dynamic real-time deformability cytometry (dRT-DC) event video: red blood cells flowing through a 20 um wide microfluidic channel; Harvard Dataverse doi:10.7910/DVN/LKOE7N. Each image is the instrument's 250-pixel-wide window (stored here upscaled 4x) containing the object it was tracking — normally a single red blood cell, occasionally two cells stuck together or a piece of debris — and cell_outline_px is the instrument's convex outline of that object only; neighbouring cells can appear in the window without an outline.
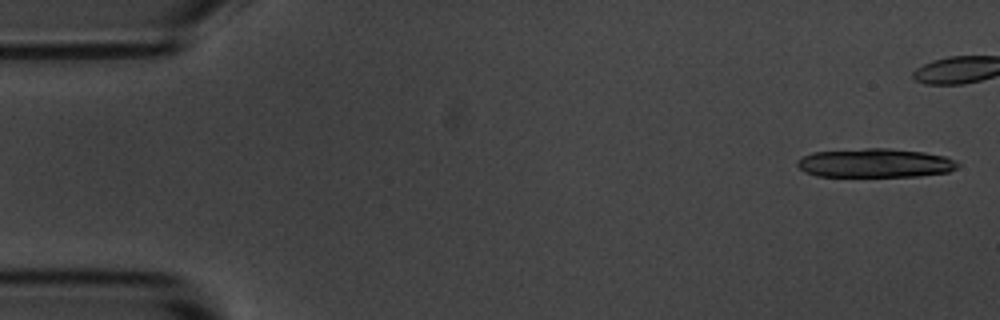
{"species": "common noctule bat (a hibernating species)", "species_latin": "Nyctalus noctula", "temperature_condition": "room temperature", "stored_images_in_passage": 5, "camera_frame_rate_fps": 3000, "um_per_image_px": 0.085, "animal": {"sex": "male", "body_mass_g": 20.1, "forearm_length_mm": 53.5}, "frame": {"image": 1, "passage_image": 1, "time_ms": 0.0, "image_size_px": [1000, 320], "cell_outline_px": [[960, 164], [956, 168], [948, 172], [920, 176], [816, 176], [804, 172], [796, 164], [796, 160], [812, 152], [864, 148], [888, 148], [924, 152], [944, 156], [956, 160]], "centroid_in_image_um": [74.38, 13.85], "position_along_channel_um": 10.6, "area_um2": 27.17}}
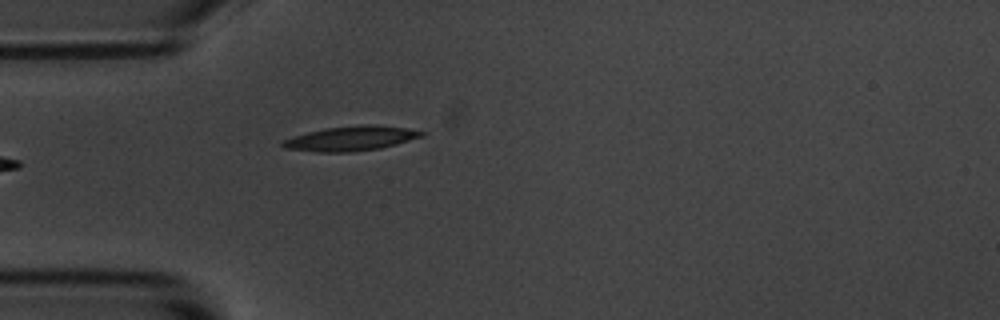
{"frame": {"image": 2, "passage_image": 5, "time_ms": 5.667, "image_size_px": [1000, 320], "cell_outline_px": [[424, 136], [396, 144], [380, 148], [352, 152], [316, 152], [284, 148], [280, 144], [284, 140], [308, 132], [324, 128], [404, 128], [424, 132]], "centroid_in_image_um": [29.74, 11.84], "position_along_channel_um": 55.3, "area_um2": 18.5}}